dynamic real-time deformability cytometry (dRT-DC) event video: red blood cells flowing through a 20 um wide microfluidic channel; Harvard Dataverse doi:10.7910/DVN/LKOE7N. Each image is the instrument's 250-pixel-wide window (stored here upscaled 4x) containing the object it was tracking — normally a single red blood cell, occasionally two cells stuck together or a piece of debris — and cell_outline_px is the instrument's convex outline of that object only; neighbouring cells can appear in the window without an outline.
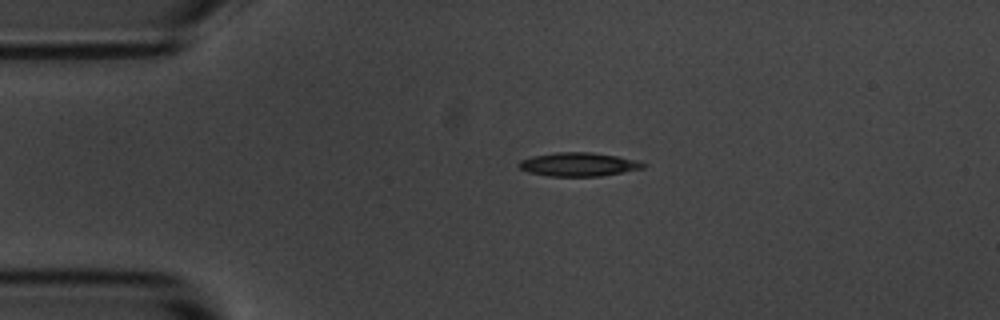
{"species": "common noctule bat (a hibernating species)", "species_latin": "Nyctalus noctula", "temperature_condition": "room temperature", "stored_images_in_passage": 3, "camera_frame_rate_fps": 3000, "um_per_image_px": 0.085, "animal": {"sex": "male", "body_mass_g": 20.1, "forearm_length_mm": 53.5}, "frame": {"image": 1, "passage_image": 1, "time_ms": 0.0, "image_size_px": [1000, 320], "cell_outline_px": [[648, 164], [644, 168], [600, 176], [548, 176], [528, 172], [520, 168], [516, 164], [520, 160], [532, 156], [556, 152], [592, 152], [640, 160]], "centroid_in_image_um": [49.19, 13.97], "position_along_channel_um": 35.8, "area_um2": 17.28}}